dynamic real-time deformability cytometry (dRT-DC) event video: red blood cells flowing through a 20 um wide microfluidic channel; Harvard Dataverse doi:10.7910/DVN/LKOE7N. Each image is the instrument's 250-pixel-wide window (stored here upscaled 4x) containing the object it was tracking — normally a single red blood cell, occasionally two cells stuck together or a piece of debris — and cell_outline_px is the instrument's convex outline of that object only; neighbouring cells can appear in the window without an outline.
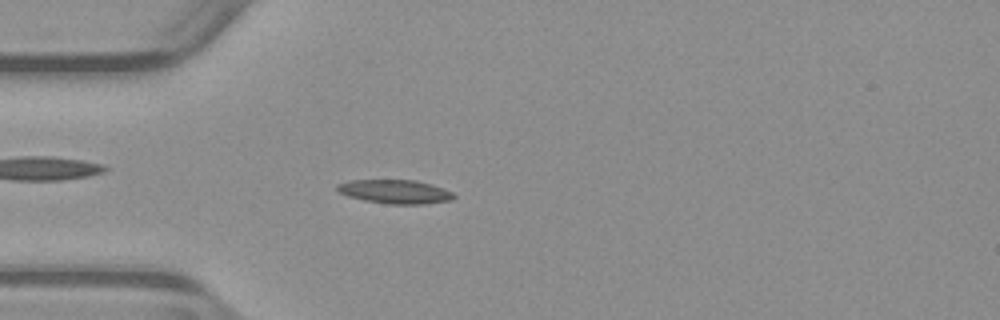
{"species": "common noctule bat (a hibernating species)", "species_latin": "Nyctalus noctula", "temperature_condition": "warm", "stored_images_in_passage": 35, "camera_frame_rate_fps": 3000, "um_per_image_px": 0.085, "animal": {"sex": "male", "body_mass_g": 23.1, "forearm_length_mm": 52.7}, "frame": {"image": 1, "passage_image": 2, "time_ms": 0.333, "image_size_px": [1000, 320], "cell_outline_px": [[456, 196], [448, 200], [424, 204], [388, 204], [364, 200], [348, 196], [340, 192], [336, 188], [336, 184], [352, 180], [416, 180], [432, 184], [452, 192]], "centroid_in_image_um": [33.57, 16.28], "position_along_channel_um": 51.4, "area_um2": 16.07}}
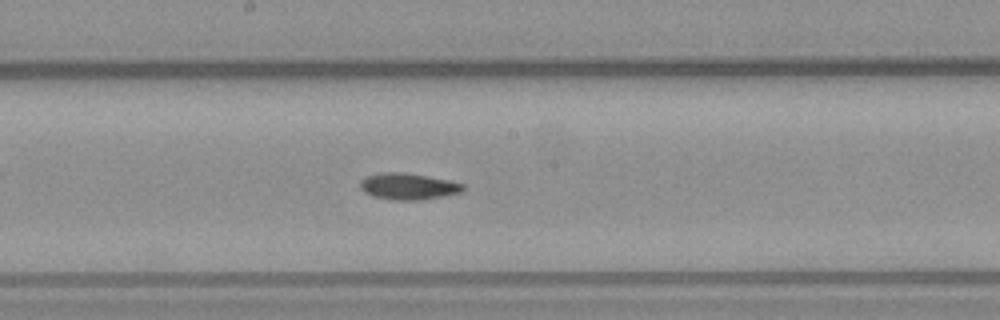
{"frame": {"image": 2, "passage_image": 15, "time_ms": 4.667, "image_size_px": [1000, 320], "cell_outline_px": [[464, 188], [460, 192], [420, 200], [392, 200], [372, 196], [364, 192], [360, 188], [360, 180], [364, 176], [380, 172], [400, 172], [448, 180], [464, 184]], "centroid_in_image_um": [34.61, 15.84], "position_along_channel_um": 213.6, "area_um2": 15.72}}
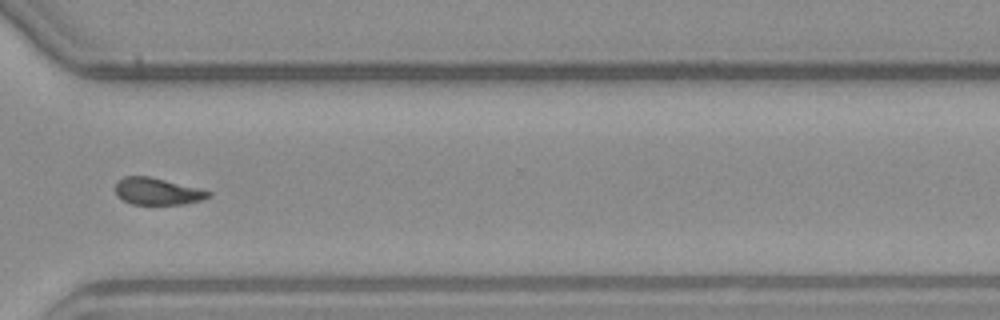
{"frame": {"image": 3, "passage_image": 26, "time_ms": 8.333, "image_size_px": [1000, 320], "cell_outline_px": [[212, 196], [200, 200], [184, 204], [132, 204], [124, 200], [116, 192], [116, 180], [124, 176], [148, 176], [200, 188], [212, 192]], "centroid_in_image_um": [13.4, 16.25], "position_along_channel_um": 357.2, "area_um2": 14.51}, "authors_computed_cell_mechanics": {"area_um2": 15.4326, "velocity_mm_per_s": 3.9339, "shape_relaxation_time_tau1_ms": 3.1085, "shape_relaxation_time_tau2_ms": 3.4146, "deformation_change_tau1": 0.1383, "deformation_change_tau2": 0.1014}}